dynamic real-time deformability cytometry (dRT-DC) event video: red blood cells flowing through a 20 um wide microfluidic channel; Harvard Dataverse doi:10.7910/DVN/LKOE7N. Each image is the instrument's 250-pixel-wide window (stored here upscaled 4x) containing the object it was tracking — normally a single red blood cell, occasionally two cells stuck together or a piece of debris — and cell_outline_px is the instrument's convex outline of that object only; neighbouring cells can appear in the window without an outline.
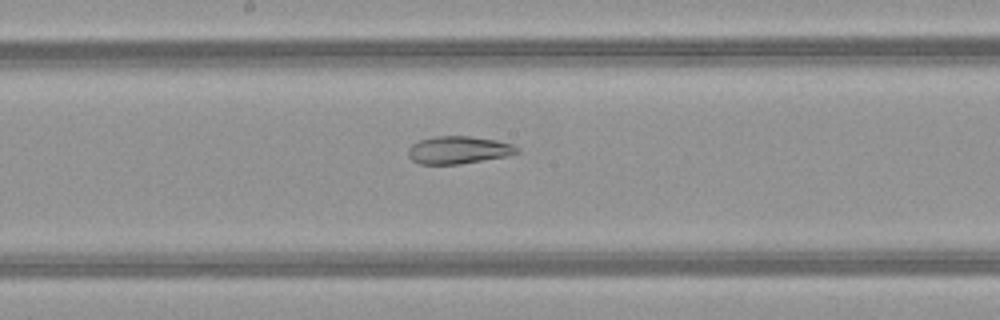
{"species": "common noctule bat (a hibernating species)", "species_latin": "Nyctalus noctula", "temperature_condition": "warm", "stored_images_in_passage": 35, "camera_frame_rate_fps": 3000, "um_per_image_px": 0.085, "animal": {"sex": "female", "body_mass_g": 21.9}, "frame": {"image": 1, "passage_image": 13, "time_ms": 4.0, "image_size_px": [1000, 320], "cell_outline_px": [[520, 152], [508, 156], [460, 164], [420, 164], [412, 160], [408, 156], [408, 148], [412, 144], [420, 140], [436, 136], [468, 136], [496, 140], [512, 144], [520, 148]], "centroid_in_image_um": [38.99, 12.75], "position_along_channel_um": 209.2, "area_um2": 17.57}}
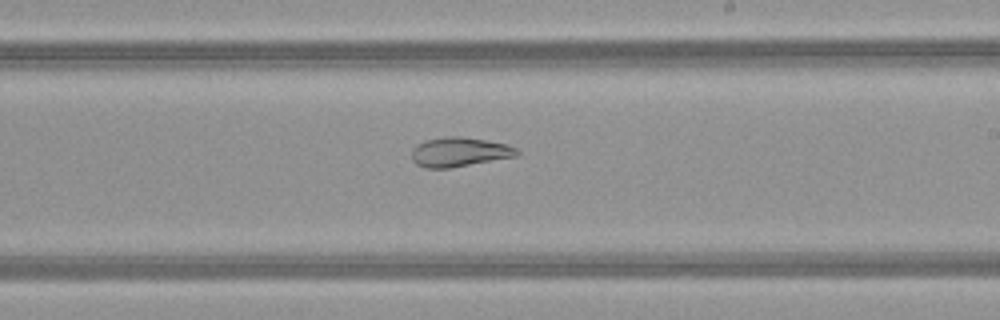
{"frame": {"image": 2, "passage_image": 16, "time_ms": 5.0, "image_size_px": [1000, 320], "cell_outline_px": [[520, 152], [516, 156], [448, 168], [424, 168], [416, 164], [412, 160], [412, 148], [416, 144], [424, 140], [448, 136], [460, 136], [508, 144], [516, 148]], "centroid_in_image_um": [39.0, 12.91], "position_along_channel_um": 250.0, "area_um2": 17.98}}
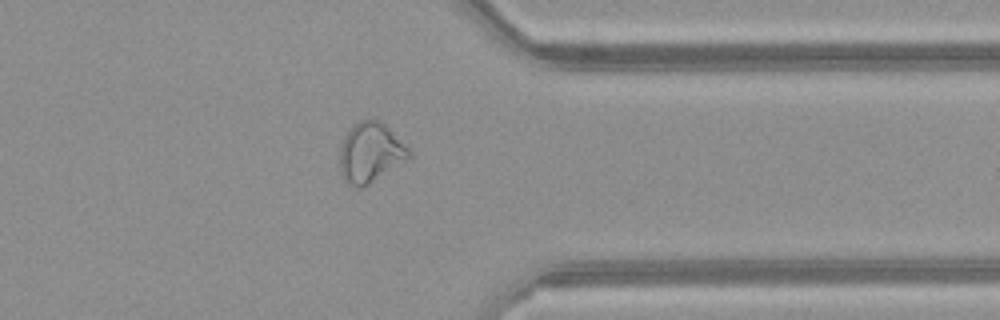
{"frame": {"image": 3, "passage_image": 26, "time_ms": 8.333, "image_size_px": [1000, 320], "cell_outline_px": [[412, 156], [368, 184], [360, 188], [356, 188], [348, 184], [344, 180], [340, 172], [340, 148], [344, 136], [360, 120], [372, 116], [380, 120], [412, 152]], "centroid_in_image_um": [31.46, 12.95], "position_along_channel_um": 379.9, "area_um2": 23.93}}